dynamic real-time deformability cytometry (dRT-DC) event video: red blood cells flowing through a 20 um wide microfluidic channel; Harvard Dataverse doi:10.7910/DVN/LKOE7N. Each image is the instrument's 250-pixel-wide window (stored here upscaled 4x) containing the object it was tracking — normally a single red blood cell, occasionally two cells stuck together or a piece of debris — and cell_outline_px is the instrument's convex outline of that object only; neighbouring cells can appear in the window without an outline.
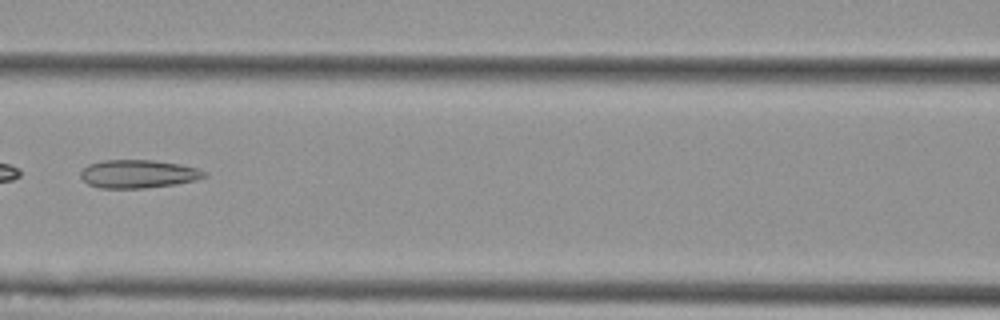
{"species": "Egyptian fruit bat (a non-hibernating species)", "species_latin": "Rousettus aegyptiacus", "temperature_condition": "cold", "stored_images_in_passage": 6, "camera_frame_rate_fps": 3000, "um_per_image_px": 0.085, "animal": {"sex": "female"}, "frame": {"image": 1, "passage_image": 6, "time_ms": 1.667, "image_size_px": [1000, 320], "cell_outline_px": [[208, 176], [196, 180], [176, 184], [144, 188], [100, 188], [88, 184], [80, 176], [80, 172], [88, 164], [104, 160], [152, 160], [180, 164], [196, 168], [208, 172]], "centroid_in_image_um": [11.77, 14.78], "position_along_channel_um": 154.8, "area_um2": 20.4}}